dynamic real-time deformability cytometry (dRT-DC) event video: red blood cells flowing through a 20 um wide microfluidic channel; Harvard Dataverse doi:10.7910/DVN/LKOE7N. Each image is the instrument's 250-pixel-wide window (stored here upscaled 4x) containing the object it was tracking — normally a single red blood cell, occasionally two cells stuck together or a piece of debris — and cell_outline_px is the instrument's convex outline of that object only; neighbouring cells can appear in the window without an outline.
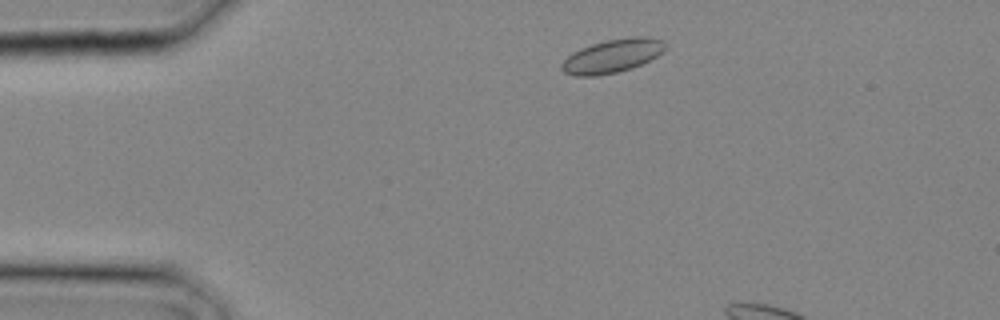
{"species": "common noctule bat (a hibernating species)", "species_latin": "Nyctalus noctula", "temperature_condition": "cold", "stored_images_in_passage": 2, "camera_frame_rate_fps": 3000, "um_per_image_px": 0.085, "animal": {"sex": "male", "body_mass_g": 20.4}, "frame": {"image": 1, "passage_image": 2, "time_ms": 0.333, "image_size_px": [1000, 320], "cell_outline_px": [[668, 48], [664, 52], [632, 68], [616, 72], [596, 76], [576, 76], [564, 72], [560, 68], [560, 64], [572, 52], [580, 48], [592, 44], [608, 40], [632, 36], [644, 36], [664, 40], [668, 44]], "centroid_in_image_um": [52.07, 4.74], "position_along_channel_um": 32.9, "area_um2": 20.35}}